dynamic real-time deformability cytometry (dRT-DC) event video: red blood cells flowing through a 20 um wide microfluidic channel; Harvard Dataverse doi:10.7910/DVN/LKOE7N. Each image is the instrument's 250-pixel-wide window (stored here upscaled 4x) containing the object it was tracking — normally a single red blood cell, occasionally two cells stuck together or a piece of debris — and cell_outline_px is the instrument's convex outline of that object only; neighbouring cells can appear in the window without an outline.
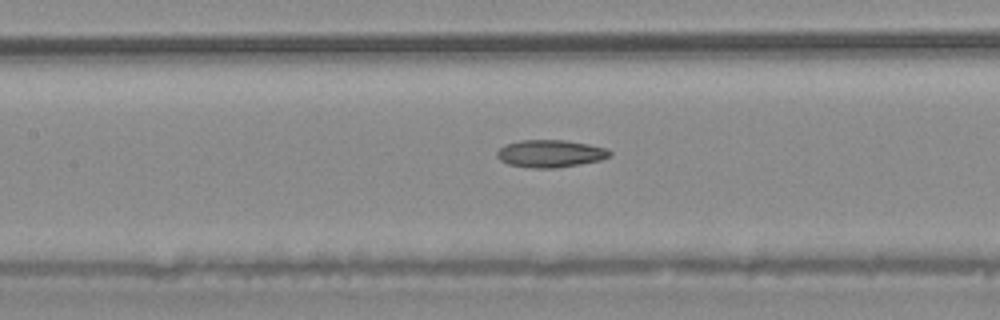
{"species": "common noctule bat (a hibernating species)", "species_latin": "Nyctalus noctula", "temperature_condition": "warm", "stored_images_in_passage": 36, "camera_frame_rate_fps": 3000, "um_per_image_px": 0.085, "animal": {"sex": "male", "body_mass_g": 20.4}, "frame": {"image": 1, "passage_image": 21, "time_ms": 6.667, "image_size_px": [1000, 320], "cell_outline_px": [[612, 156], [600, 160], [580, 164], [556, 168], [532, 168], [508, 164], [500, 160], [496, 156], [496, 152], [504, 144], [520, 140], [564, 140], [588, 144], [608, 148], [612, 152]], "centroid_in_image_um": [46.78, 13.05], "position_along_channel_um": 160.6, "area_um2": 18.21}}